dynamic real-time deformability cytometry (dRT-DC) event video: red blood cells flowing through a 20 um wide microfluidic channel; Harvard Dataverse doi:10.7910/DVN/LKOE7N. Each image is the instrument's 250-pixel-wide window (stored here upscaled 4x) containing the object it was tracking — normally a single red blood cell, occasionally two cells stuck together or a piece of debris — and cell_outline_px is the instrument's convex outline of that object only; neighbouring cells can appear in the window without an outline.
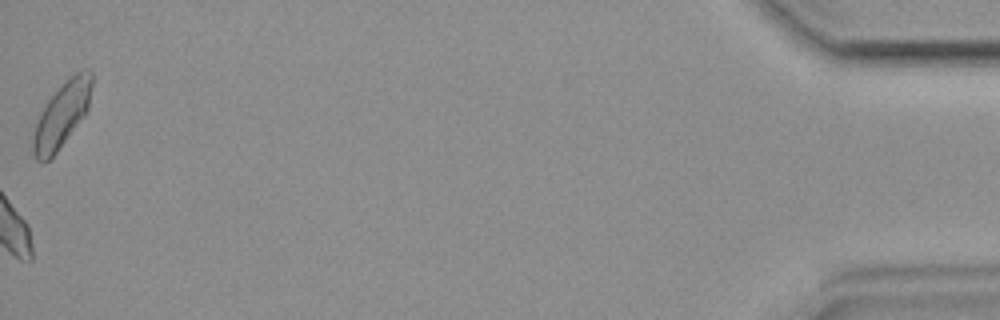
{"species": "common noctule bat (a hibernating species)", "species_latin": "Nyctalus noctula", "temperature_condition": "room temperature", "stored_images_in_passage": 46, "camera_frame_rate_fps": 3000, "um_per_image_px": 0.085, "animal": {"sex": "female", "body_mass_g": 19.9}, "frame": {"image": 1, "passage_image": 46, "time_ms": 15.0, "image_size_px": [1000, 320], "cell_outline_px": [[92, 84], [88, 108], [84, 116], [56, 152], [48, 160], [36, 160], [32, 152], [32, 136], [40, 112], [48, 100], [76, 72], [84, 68], [88, 68], [92, 72]], "centroid_in_image_um": [5.25, 9.76], "position_along_channel_um": 429.9, "area_um2": 21.79}}